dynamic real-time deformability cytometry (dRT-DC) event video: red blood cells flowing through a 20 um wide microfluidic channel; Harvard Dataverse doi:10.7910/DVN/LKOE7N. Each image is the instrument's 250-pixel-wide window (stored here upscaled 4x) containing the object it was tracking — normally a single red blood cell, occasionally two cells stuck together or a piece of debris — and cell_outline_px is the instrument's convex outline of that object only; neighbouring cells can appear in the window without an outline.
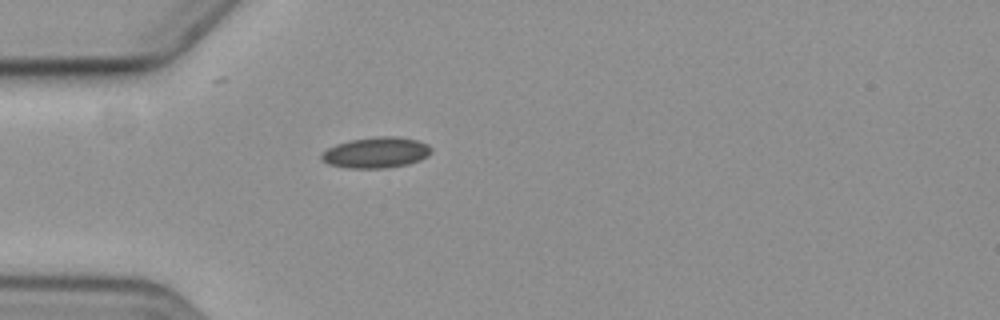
{"species": "common noctule bat (a hibernating species)", "species_latin": "Nyctalus noctula", "temperature_condition": "cold", "stored_images_in_passage": 5, "camera_frame_rate_fps": 3000, "um_per_image_px": 0.085, "animal": {"sex": "female", "body_mass_g": 19.3, "forearm_length_mm": 54.1}, "frame": {"image": 1, "passage_image": 5, "time_ms": 5.0, "image_size_px": [1000, 320], "cell_outline_px": [[432, 152], [420, 160], [408, 164], [384, 168], [348, 168], [328, 164], [320, 160], [320, 156], [328, 148], [336, 144], [352, 140], [376, 136], [396, 136], [416, 140], [428, 144], [432, 148]], "centroid_in_image_um": [31.97, 12.97], "position_along_channel_um": 53.0, "area_um2": 19.71}}